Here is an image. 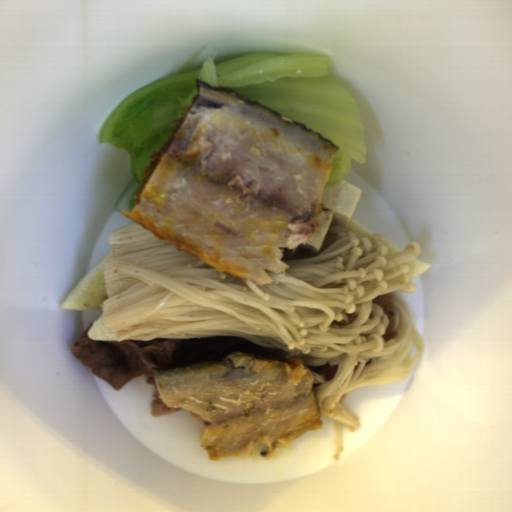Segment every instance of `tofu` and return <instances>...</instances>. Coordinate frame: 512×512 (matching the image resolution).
<instances>
[{"instance_id": "5b9d583a", "label": "tofu", "mask_w": 512, "mask_h": 512, "mask_svg": "<svg viewBox=\"0 0 512 512\" xmlns=\"http://www.w3.org/2000/svg\"><path fill=\"white\" fill-rule=\"evenodd\" d=\"M360 193L361 189L344 178L338 182L326 183L322 193L317 231L309 242L299 245L310 253H319L332 223L347 228Z\"/></svg>"}]
</instances>
